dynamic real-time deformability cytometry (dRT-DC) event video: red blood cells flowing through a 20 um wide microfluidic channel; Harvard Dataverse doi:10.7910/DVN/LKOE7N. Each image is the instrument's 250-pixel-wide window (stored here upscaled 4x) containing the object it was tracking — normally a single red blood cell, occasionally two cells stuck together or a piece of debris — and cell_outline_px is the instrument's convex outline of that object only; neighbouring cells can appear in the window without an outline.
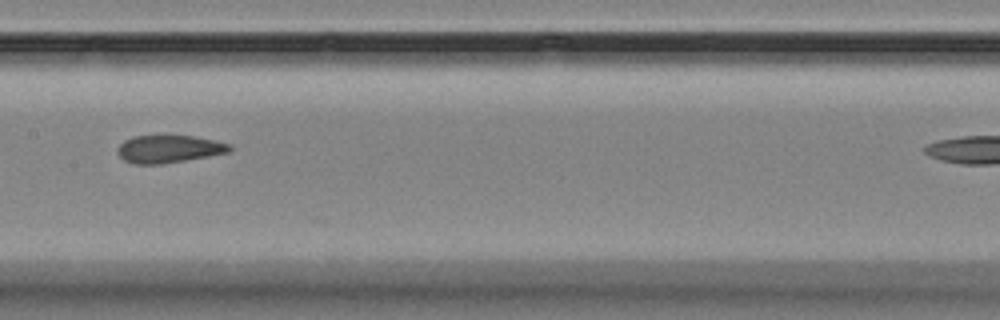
{"species": "Egyptian fruit bat (a non-hibernating species)", "species_latin": "Rousettus aegyptiacus", "temperature_condition": "room temperature", "stored_images_in_passage": 14, "camera_frame_rate_fps": 3000, "um_per_image_px": 0.085, "animal": {"sex": "female"}, "frame": {"image": 1, "passage_image": 8, "time_ms": 8.0, "image_size_px": [1000, 320], "cell_outline_px": [[232, 148], [228, 152], [208, 156], [160, 164], [132, 164], [124, 160], [116, 152], [116, 148], [124, 140], [132, 136], [196, 136], [216, 140], [232, 144]], "centroid_in_image_um": [14.34, 12.65], "position_along_channel_um": 193.1, "area_um2": 18.09}}